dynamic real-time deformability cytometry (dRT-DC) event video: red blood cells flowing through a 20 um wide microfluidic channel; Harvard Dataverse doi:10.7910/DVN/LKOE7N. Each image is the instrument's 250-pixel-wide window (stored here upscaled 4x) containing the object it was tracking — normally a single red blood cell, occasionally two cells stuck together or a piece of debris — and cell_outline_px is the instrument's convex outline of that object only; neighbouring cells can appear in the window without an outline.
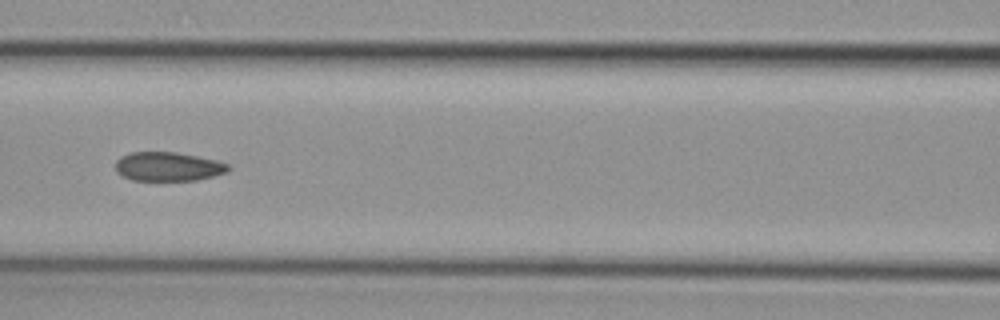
{"species": "common noctule bat (a hibernating species)", "species_latin": "Nyctalus noctula", "temperature_condition": "cold", "stored_images_in_passage": 9, "segment_of_instrument_passage": [1, 2], "camera_frame_rate_fps": 3000, "um_per_image_px": 0.085, "animal": {"sex": "female", "body_mass_g": 29.2, "forearm_length_mm": 56.3}, "frame": {"image": 1, "passage_image": 6, "time_ms": 1.667, "image_size_px": [1000, 320], "cell_outline_px": [[232, 168], [228, 172], [196, 180], [132, 180], [120, 176], [116, 172], [116, 160], [120, 156], [128, 152], [176, 152], [216, 160], [228, 164]], "centroid_in_image_um": [14.26, 14.15], "position_along_channel_um": 152.3, "area_um2": 19.19}}
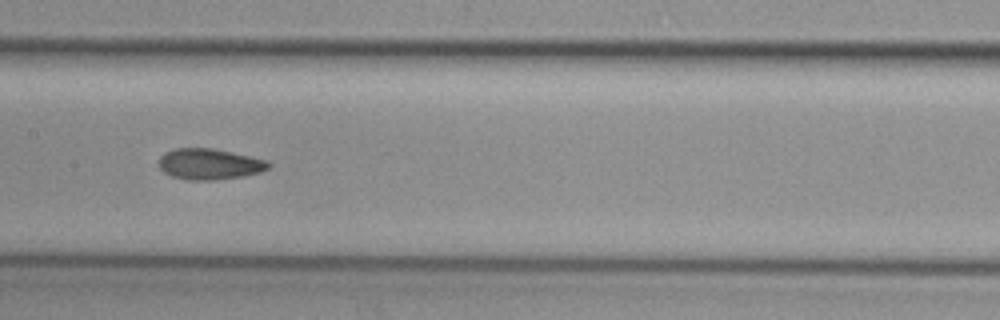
{"frame": {"image": 2, "passage_image": 7, "time_ms": 2.0, "image_size_px": [1000, 320], "cell_outline_px": [[272, 164], [268, 168], [260, 172], [244, 176], [216, 180], [188, 180], [172, 176], [164, 172], [160, 168], [160, 156], [164, 152], [176, 148], [212, 148], [232, 152], [268, 160]], "centroid_in_image_um": [17.82, 13.94], "position_along_channel_um": 189.6, "area_um2": 19.83}}
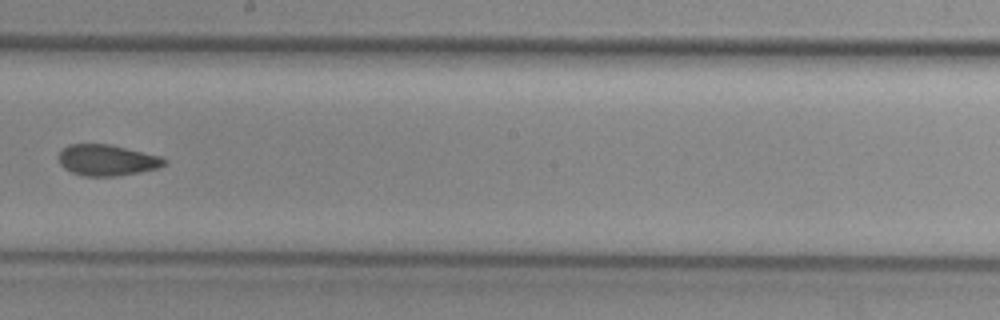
{"frame": {"image": 3, "passage_image": 8, "time_ms": 2.333, "image_size_px": [1000, 320], "cell_outline_px": [[168, 164], [160, 168], [140, 172], [116, 176], [84, 176], [72, 172], [64, 168], [60, 164], [60, 152], [68, 144], [108, 144], [160, 156], [168, 160]], "centroid_in_image_um": [9.14, 13.62], "position_along_channel_um": 239.1, "area_um2": 19.07}}